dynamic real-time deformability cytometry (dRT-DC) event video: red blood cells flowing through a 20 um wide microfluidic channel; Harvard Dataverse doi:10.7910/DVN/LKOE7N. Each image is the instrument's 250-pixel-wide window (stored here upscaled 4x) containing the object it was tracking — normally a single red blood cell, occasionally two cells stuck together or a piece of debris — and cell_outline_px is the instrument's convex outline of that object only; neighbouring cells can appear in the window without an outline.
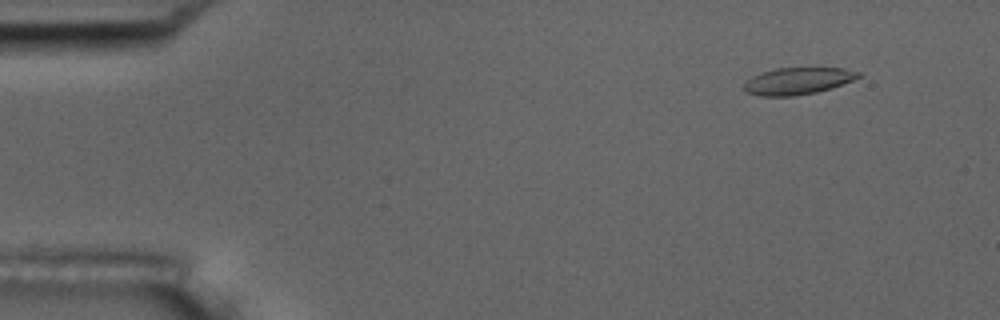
{"species": "common noctule bat (a hibernating species)", "species_latin": "Nyctalus noctula", "temperature_condition": "room temperature", "stored_images_in_passage": 5, "camera_frame_rate_fps": 3000, "um_per_image_px": 0.085, "animal": {"sex": "male", "body_mass_g": 17.5, "forearm_length_mm": 52.3}, "frame": {"image": 1, "passage_image": 2, "time_ms": 1.0, "image_size_px": [1000, 320], "cell_outline_px": [[860, 76], [852, 80], [832, 88], [816, 92], [792, 96], [760, 96], [748, 92], [744, 88], [744, 84], [752, 76], [776, 68], [844, 68], [860, 72]], "centroid_in_image_um": [67.82, 6.88], "position_along_channel_um": 17.2, "area_um2": 17.69}}
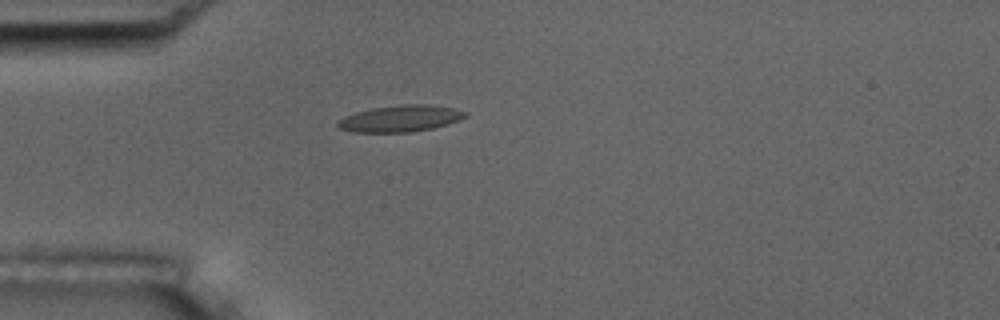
{"frame": {"image": 2, "passage_image": 4, "time_ms": 4.333, "image_size_px": [1000, 320], "cell_outline_px": [[468, 116], [460, 120], [448, 124], [432, 128], [412, 132], [352, 132], [336, 128], [336, 124], [344, 116], [356, 112], [372, 108], [404, 104], [428, 104], [452, 108], [468, 112]], "centroid_in_image_um": [34.03, 10.08], "position_along_channel_um": 51.0, "area_um2": 19.83}}